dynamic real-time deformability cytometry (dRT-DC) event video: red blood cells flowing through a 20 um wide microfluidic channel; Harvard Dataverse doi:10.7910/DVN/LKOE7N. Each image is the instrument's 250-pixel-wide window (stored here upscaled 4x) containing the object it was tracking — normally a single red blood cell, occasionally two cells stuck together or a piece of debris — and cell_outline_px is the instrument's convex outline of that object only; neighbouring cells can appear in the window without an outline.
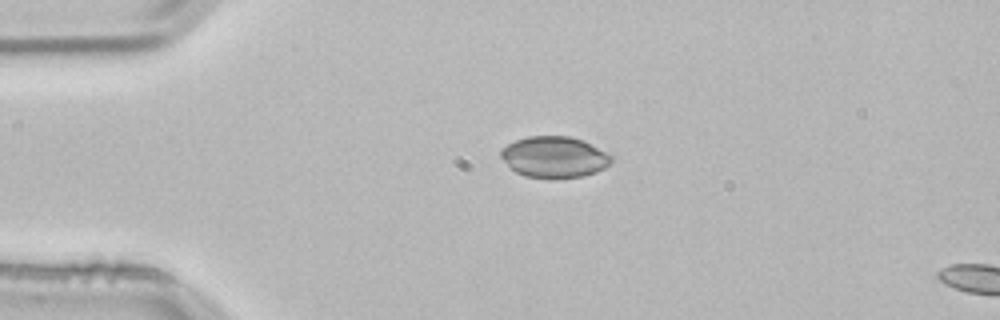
{"species": "common noctule bat (a hibernating species)", "species_latin": "Nyctalus noctula", "temperature_condition": "room temperature", "stored_images_in_passage": 3, "segment_of_instrument_passage": [1, 2], "camera_frame_rate_fps": 3000, "um_per_image_px": 0.085, "animal": {"sex": "male", "body_mass_g": 21.5, "forearm_length_mm": 52.0}, "frame": {"image": 1, "passage_image": 2, "time_ms": 0.333, "image_size_px": [1000, 320], "cell_outline_px": [[612, 160], [604, 168], [596, 172], [584, 176], [552, 180], [548, 180], [524, 176], [516, 172], [500, 156], [500, 148], [516, 140], [528, 136], [568, 136], [584, 140], [612, 156]], "centroid_in_image_um": [47.1, 13.37], "position_along_channel_um": 37.9, "area_um2": 26.82}}